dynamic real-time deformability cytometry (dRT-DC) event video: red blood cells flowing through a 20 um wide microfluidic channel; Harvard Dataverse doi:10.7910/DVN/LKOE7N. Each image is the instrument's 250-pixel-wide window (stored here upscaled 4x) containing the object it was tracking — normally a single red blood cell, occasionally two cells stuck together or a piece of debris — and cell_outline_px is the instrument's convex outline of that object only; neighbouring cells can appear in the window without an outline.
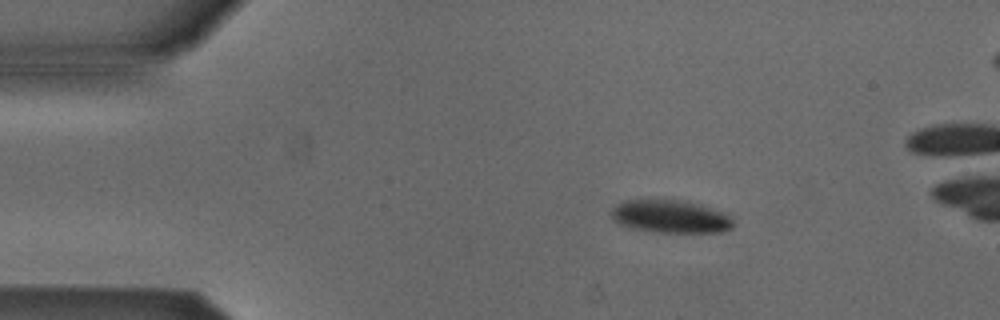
{"species": "Egyptian fruit bat (a non-hibernating species)", "species_latin": "Rousettus aegyptiacus", "temperature_condition": "cold", "stored_images_in_passage": 42, "camera_frame_rate_fps": 3000, "um_per_image_px": 0.085, "animal": {"sex": "male"}, "frame": {"image": 1, "passage_image": 1, "time_ms": 0.0, "image_size_px": [1000, 320], "cell_outline_px": [[732, 228], [720, 232], [656, 232], [632, 228], [620, 224], [612, 220], [612, 208], [616, 204], [628, 200], [680, 200], [728, 212], [732, 216]], "centroid_in_image_um": [57.01, 18.41], "position_along_channel_um": 28.0, "area_um2": 23.29}}
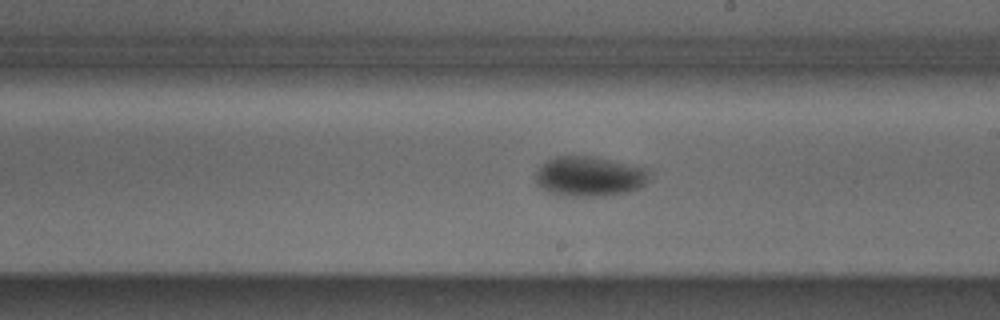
{"frame": {"image": 2, "passage_image": 22, "time_ms": 7.0, "image_size_px": [1000, 320], "cell_outline_px": [[648, 180], [640, 188], [628, 192], [608, 196], [560, 196], [548, 192], [536, 184], [536, 172], [540, 164], [556, 156], [592, 156], [648, 168]], "centroid_in_image_um": [50.08, 15.0], "position_along_channel_um": 238.9, "area_um2": 26.76}}
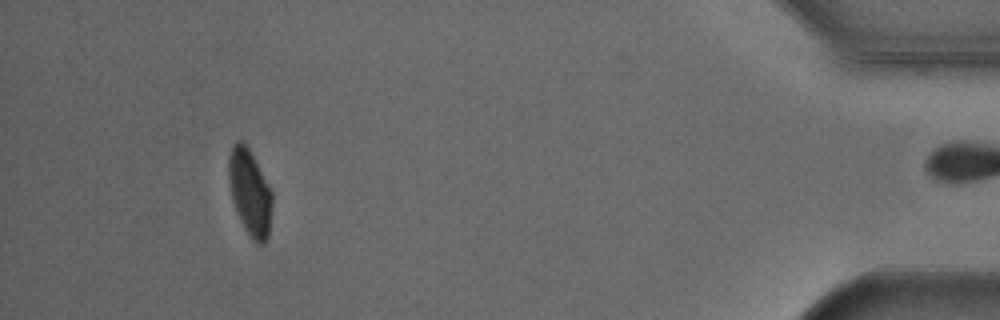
{"frame": {"image": 3, "passage_image": 41, "time_ms": 13.333, "image_size_px": [1000, 320], "cell_outline_px": [[272, 208], [268, 240], [264, 244], [256, 244], [252, 240], [244, 228], [240, 220], [232, 200], [228, 180], [228, 156], [232, 144], [236, 140], [244, 140], [272, 192]], "centroid_in_image_um": [21.22, 16.37], "position_along_channel_um": 414.0, "area_um2": 22.08}, "authors_computed_cell_mechanics": {"area_um2": 25.4609, "velocity_mm_per_s": 3.8437, "shape_relaxation_time_tau1_ms": 3.3865, "shape_relaxation_time_tau2_ms": null, "deformation_change_tau1": 0.0811, "deformation_change_tau2": null}}